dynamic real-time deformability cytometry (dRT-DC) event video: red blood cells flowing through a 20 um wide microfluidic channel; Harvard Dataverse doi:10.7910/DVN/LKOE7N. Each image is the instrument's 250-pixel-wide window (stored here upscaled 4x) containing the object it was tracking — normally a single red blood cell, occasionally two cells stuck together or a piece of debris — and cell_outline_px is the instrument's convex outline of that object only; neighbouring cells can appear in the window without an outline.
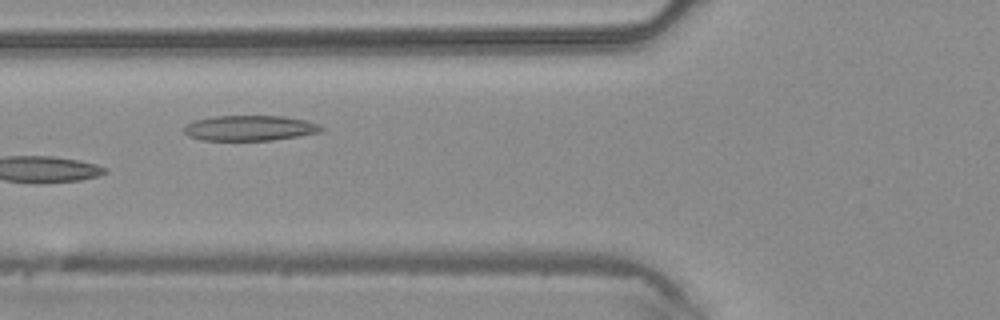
{"species": "common noctule bat (a hibernating species)", "species_latin": "Nyctalus noctula", "temperature_condition": "warm", "stored_images_in_passage": 5, "camera_frame_rate_fps": 3000, "um_per_image_px": 0.085, "animal": {"sex": "male", "body_mass_g": 20.4}, "frame": {"image": 1, "passage_image": 5, "time_ms": 1.333, "image_size_px": [1000, 320], "cell_outline_px": [[324, 128], [320, 132], [272, 140], [204, 140], [188, 136], [184, 132], [184, 124], [192, 120], [212, 116], [284, 116], [304, 120], [316, 124]], "centroid_in_image_um": [21.15, 10.88], "position_along_channel_um": 104.7, "area_um2": 20.17}}